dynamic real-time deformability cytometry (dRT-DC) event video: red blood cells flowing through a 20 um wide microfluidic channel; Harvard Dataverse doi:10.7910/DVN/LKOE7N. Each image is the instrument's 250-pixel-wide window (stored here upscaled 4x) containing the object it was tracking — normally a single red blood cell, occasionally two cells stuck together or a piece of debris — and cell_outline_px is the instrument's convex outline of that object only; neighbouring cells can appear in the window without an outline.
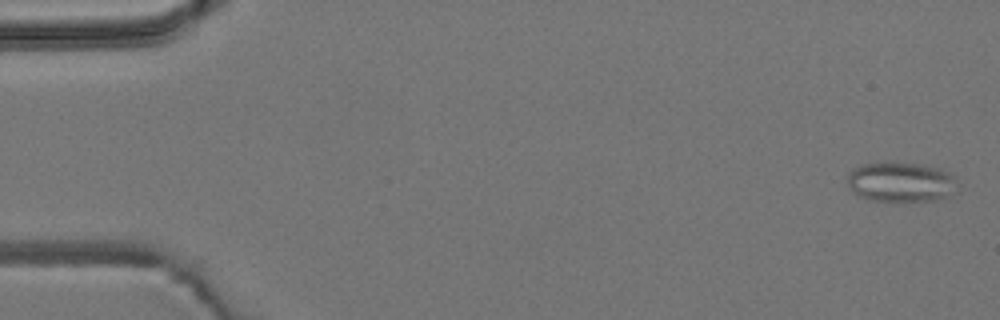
{"species": "common noctule bat (a hibernating species)", "species_latin": "Nyctalus noctula", "temperature_condition": "room temperature", "stored_images_in_passage": 5, "camera_frame_rate_fps": 3000, "um_per_image_px": 0.085, "animal": {"sex": "male", "body_mass_g": 19.2, "forearm_length_mm": 51.8}, "frame": {"image": 1, "passage_image": 1, "time_ms": 0.0, "image_size_px": [1000, 320], "cell_outline_px": [[960, 184], [948, 196], [936, 200], [872, 200], [860, 196], [848, 184], [848, 176], [852, 168], [864, 164], [884, 160], [896, 160], [920, 164], [940, 168], [956, 176]], "centroid_in_image_um": [76.62, 15.41], "position_along_channel_um": 8.4, "area_um2": 25.95}}